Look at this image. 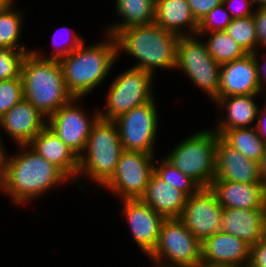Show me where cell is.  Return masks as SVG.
<instances>
[{"label":"cell","mask_w":266,"mask_h":267,"mask_svg":"<svg viewBox=\"0 0 266 267\" xmlns=\"http://www.w3.org/2000/svg\"><path fill=\"white\" fill-rule=\"evenodd\" d=\"M18 147L21 149H18L17 154L9 155L6 151L2 159L0 190L8 198L10 197L13 204L19 206L28 204L50 193L49 190L52 191L64 182H71L58 167L28 145H18Z\"/></svg>","instance_id":"cell-1"},{"label":"cell","mask_w":266,"mask_h":267,"mask_svg":"<svg viewBox=\"0 0 266 267\" xmlns=\"http://www.w3.org/2000/svg\"><path fill=\"white\" fill-rule=\"evenodd\" d=\"M105 34L101 42L85 46V41L68 56L58 60L68 92L76 98H85L106 81L117 62L115 37Z\"/></svg>","instance_id":"cell-2"},{"label":"cell","mask_w":266,"mask_h":267,"mask_svg":"<svg viewBox=\"0 0 266 267\" xmlns=\"http://www.w3.org/2000/svg\"><path fill=\"white\" fill-rule=\"evenodd\" d=\"M114 37L117 59L121 52H126L138 60L131 68L141 69L153 76L159 68H176L177 43L180 37L155 23L125 28Z\"/></svg>","instance_id":"cell-3"},{"label":"cell","mask_w":266,"mask_h":267,"mask_svg":"<svg viewBox=\"0 0 266 267\" xmlns=\"http://www.w3.org/2000/svg\"><path fill=\"white\" fill-rule=\"evenodd\" d=\"M21 77L24 98L46 118L73 98L58 60L43 59L31 51L23 59Z\"/></svg>","instance_id":"cell-4"},{"label":"cell","mask_w":266,"mask_h":267,"mask_svg":"<svg viewBox=\"0 0 266 267\" xmlns=\"http://www.w3.org/2000/svg\"><path fill=\"white\" fill-rule=\"evenodd\" d=\"M123 152L119 131L114 121L98 118L91 128L83 154L79 157L76 185L83 189L82 176L103 186L115 173ZM78 183V184H77ZM80 183V184H79Z\"/></svg>","instance_id":"cell-5"},{"label":"cell","mask_w":266,"mask_h":267,"mask_svg":"<svg viewBox=\"0 0 266 267\" xmlns=\"http://www.w3.org/2000/svg\"><path fill=\"white\" fill-rule=\"evenodd\" d=\"M219 134L202 129L177 143L166 159L200 188H209L216 174V145Z\"/></svg>","instance_id":"cell-6"},{"label":"cell","mask_w":266,"mask_h":267,"mask_svg":"<svg viewBox=\"0 0 266 267\" xmlns=\"http://www.w3.org/2000/svg\"><path fill=\"white\" fill-rule=\"evenodd\" d=\"M154 77L149 72L131 67L118 74L107 91L104 111L98 110L99 118L113 121L133 108L153 100Z\"/></svg>","instance_id":"cell-7"},{"label":"cell","mask_w":266,"mask_h":267,"mask_svg":"<svg viewBox=\"0 0 266 267\" xmlns=\"http://www.w3.org/2000/svg\"><path fill=\"white\" fill-rule=\"evenodd\" d=\"M148 257L171 267H201V242L178 218L165 219Z\"/></svg>","instance_id":"cell-8"},{"label":"cell","mask_w":266,"mask_h":267,"mask_svg":"<svg viewBox=\"0 0 266 267\" xmlns=\"http://www.w3.org/2000/svg\"><path fill=\"white\" fill-rule=\"evenodd\" d=\"M202 41L197 35L179 38L175 69L183 71L195 87L212 101L218 95L220 64L209 54Z\"/></svg>","instance_id":"cell-9"},{"label":"cell","mask_w":266,"mask_h":267,"mask_svg":"<svg viewBox=\"0 0 266 267\" xmlns=\"http://www.w3.org/2000/svg\"><path fill=\"white\" fill-rule=\"evenodd\" d=\"M155 158L154 154L123 150L115 173L102 187L119 200L140 199L154 172Z\"/></svg>","instance_id":"cell-10"},{"label":"cell","mask_w":266,"mask_h":267,"mask_svg":"<svg viewBox=\"0 0 266 267\" xmlns=\"http://www.w3.org/2000/svg\"><path fill=\"white\" fill-rule=\"evenodd\" d=\"M156 97L145 105L133 108L115 120L123 150L155 154L159 114Z\"/></svg>","instance_id":"cell-11"},{"label":"cell","mask_w":266,"mask_h":267,"mask_svg":"<svg viewBox=\"0 0 266 267\" xmlns=\"http://www.w3.org/2000/svg\"><path fill=\"white\" fill-rule=\"evenodd\" d=\"M80 100L73 97L47 118V126L78 157L83 154L91 128L99 118L98 109H94V115L89 116L84 107L80 106Z\"/></svg>","instance_id":"cell-12"},{"label":"cell","mask_w":266,"mask_h":267,"mask_svg":"<svg viewBox=\"0 0 266 267\" xmlns=\"http://www.w3.org/2000/svg\"><path fill=\"white\" fill-rule=\"evenodd\" d=\"M223 207L210 188H200L187 197L185 207L178 218L186 228L202 242L207 237L222 231Z\"/></svg>","instance_id":"cell-13"},{"label":"cell","mask_w":266,"mask_h":267,"mask_svg":"<svg viewBox=\"0 0 266 267\" xmlns=\"http://www.w3.org/2000/svg\"><path fill=\"white\" fill-rule=\"evenodd\" d=\"M251 245L227 232H219L201 242V267L248 265Z\"/></svg>","instance_id":"cell-14"},{"label":"cell","mask_w":266,"mask_h":267,"mask_svg":"<svg viewBox=\"0 0 266 267\" xmlns=\"http://www.w3.org/2000/svg\"><path fill=\"white\" fill-rule=\"evenodd\" d=\"M121 214L125 216L131 236L143 254L149 255L155 248L162 222L165 218L140 199H123Z\"/></svg>","instance_id":"cell-15"},{"label":"cell","mask_w":266,"mask_h":267,"mask_svg":"<svg viewBox=\"0 0 266 267\" xmlns=\"http://www.w3.org/2000/svg\"><path fill=\"white\" fill-rule=\"evenodd\" d=\"M263 91L254 54H246L242 58L220 65V85L215 98L260 95Z\"/></svg>","instance_id":"cell-16"},{"label":"cell","mask_w":266,"mask_h":267,"mask_svg":"<svg viewBox=\"0 0 266 267\" xmlns=\"http://www.w3.org/2000/svg\"><path fill=\"white\" fill-rule=\"evenodd\" d=\"M46 125L47 118L25 98L0 119V130L17 145H28Z\"/></svg>","instance_id":"cell-17"},{"label":"cell","mask_w":266,"mask_h":267,"mask_svg":"<svg viewBox=\"0 0 266 267\" xmlns=\"http://www.w3.org/2000/svg\"><path fill=\"white\" fill-rule=\"evenodd\" d=\"M216 174L214 180L241 183H263L259 163L249 160L220 136L216 145Z\"/></svg>","instance_id":"cell-18"},{"label":"cell","mask_w":266,"mask_h":267,"mask_svg":"<svg viewBox=\"0 0 266 267\" xmlns=\"http://www.w3.org/2000/svg\"><path fill=\"white\" fill-rule=\"evenodd\" d=\"M223 208L266 209V185L213 180L209 187Z\"/></svg>","instance_id":"cell-19"},{"label":"cell","mask_w":266,"mask_h":267,"mask_svg":"<svg viewBox=\"0 0 266 267\" xmlns=\"http://www.w3.org/2000/svg\"><path fill=\"white\" fill-rule=\"evenodd\" d=\"M37 154L58 167L75 184L79 157L46 125L28 144Z\"/></svg>","instance_id":"cell-20"},{"label":"cell","mask_w":266,"mask_h":267,"mask_svg":"<svg viewBox=\"0 0 266 267\" xmlns=\"http://www.w3.org/2000/svg\"><path fill=\"white\" fill-rule=\"evenodd\" d=\"M223 232L253 246L266 235V209L223 208Z\"/></svg>","instance_id":"cell-21"},{"label":"cell","mask_w":266,"mask_h":267,"mask_svg":"<svg viewBox=\"0 0 266 267\" xmlns=\"http://www.w3.org/2000/svg\"><path fill=\"white\" fill-rule=\"evenodd\" d=\"M260 95H238L223 98H214L212 102L219 111L223 110L227 117L218 118L215 128L217 130H232L235 128L252 127L253 122L257 120L259 105H257L256 97ZM219 107V108H218ZM221 109V110H220ZM220 119V120H219Z\"/></svg>","instance_id":"cell-22"},{"label":"cell","mask_w":266,"mask_h":267,"mask_svg":"<svg viewBox=\"0 0 266 267\" xmlns=\"http://www.w3.org/2000/svg\"><path fill=\"white\" fill-rule=\"evenodd\" d=\"M140 200L165 219H170L180 217L187 196L153 172Z\"/></svg>","instance_id":"cell-23"},{"label":"cell","mask_w":266,"mask_h":267,"mask_svg":"<svg viewBox=\"0 0 266 267\" xmlns=\"http://www.w3.org/2000/svg\"><path fill=\"white\" fill-rule=\"evenodd\" d=\"M154 23L179 37L194 36L198 29L188 0H155Z\"/></svg>","instance_id":"cell-24"},{"label":"cell","mask_w":266,"mask_h":267,"mask_svg":"<svg viewBox=\"0 0 266 267\" xmlns=\"http://www.w3.org/2000/svg\"><path fill=\"white\" fill-rule=\"evenodd\" d=\"M115 2V12L122 20L105 28L106 34L114 36L118 31L131 26L154 23L155 0H116Z\"/></svg>","instance_id":"cell-25"},{"label":"cell","mask_w":266,"mask_h":267,"mask_svg":"<svg viewBox=\"0 0 266 267\" xmlns=\"http://www.w3.org/2000/svg\"><path fill=\"white\" fill-rule=\"evenodd\" d=\"M216 132L228 145L249 160L260 163L266 144L259 137L255 126L232 130H217Z\"/></svg>","instance_id":"cell-26"},{"label":"cell","mask_w":266,"mask_h":267,"mask_svg":"<svg viewBox=\"0 0 266 267\" xmlns=\"http://www.w3.org/2000/svg\"><path fill=\"white\" fill-rule=\"evenodd\" d=\"M14 7L15 6L12 5L0 9V48L32 51V49L27 48L25 44L23 45L22 42L20 43V37H22L21 29L25 17H23L22 11L16 10Z\"/></svg>","instance_id":"cell-27"},{"label":"cell","mask_w":266,"mask_h":267,"mask_svg":"<svg viewBox=\"0 0 266 267\" xmlns=\"http://www.w3.org/2000/svg\"><path fill=\"white\" fill-rule=\"evenodd\" d=\"M200 38L203 36L207 40L204 42L207 51L220 65L244 57L245 50L231 38L225 30L212 31L209 33H197Z\"/></svg>","instance_id":"cell-28"},{"label":"cell","mask_w":266,"mask_h":267,"mask_svg":"<svg viewBox=\"0 0 266 267\" xmlns=\"http://www.w3.org/2000/svg\"><path fill=\"white\" fill-rule=\"evenodd\" d=\"M225 32L233 38L247 54H254L258 48L256 24L253 15L232 19Z\"/></svg>","instance_id":"cell-29"},{"label":"cell","mask_w":266,"mask_h":267,"mask_svg":"<svg viewBox=\"0 0 266 267\" xmlns=\"http://www.w3.org/2000/svg\"><path fill=\"white\" fill-rule=\"evenodd\" d=\"M154 172L168 184H171L187 197L195 194L200 187L189 177L173 166L165 157L155 159Z\"/></svg>","instance_id":"cell-30"},{"label":"cell","mask_w":266,"mask_h":267,"mask_svg":"<svg viewBox=\"0 0 266 267\" xmlns=\"http://www.w3.org/2000/svg\"><path fill=\"white\" fill-rule=\"evenodd\" d=\"M29 52L0 48V81L20 78L23 59Z\"/></svg>","instance_id":"cell-31"},{"label":"cell","mask_w":266,"mask_h":267,"mask_svg":"<svg viewBox=\"0 0 266 267\" xmlns=\"http://www.w3.org/2000/svg\"><path fill=\"white\" fill-rule=\"evenodd\" d=\"M60 29L62 30V28H60ZM64 29L65 30L67 29L68 32H69V35H67L68 33H66V35L69 38V39H66V41H68V40L69 41L68 42L62 41L63 45L65 44L64 46L62 45V42L60 41L61 39L57 40L55 35L57 34L58 31H56L55 32L56 34L54 36H52L53 37L52 42H53V45H54L55 49L51 51L49 56L48 55L44 56L43 52H41L40 49L39 50L38 49L37 50L33 49L32 51L37 56H39L40 58H43V59L60 60L61 58L65 57V56H68L71 52H73L75 49H77L85 41V39L83 37H81V35L79 33H76L75 30H72V28H69V27L66 26V27H63V30ZM58 41H60V44H59ZM57 43H58V45H57Z\"/></svg>","instance_id":"cell-32"},{"label":"cell","mask_w":266,"mask_h":267,"mask_svg":"<svg viewBox=\"0 0 266 267\" xmlns=\"http://www.w3.org/2000/svg\"><path fill=\"white\" fill-rule=\"evenodd\" d=\"M23 98L22 77L0 81V119Z\"/></svg>","instance_id":"cell-33"},{"label":"cell","mask_w":266,"mask_h":267,"mask_svg":"<svg viewBox=\"0 0 266 267\" xmlns=\"http://www.w3.org/2000/svg\"><path fill=\"white\" fill-rule=\"evenodd\" d=\"M232 18L222 3L213 8L204 18L198 22L197 33H209L225 30Z\"/></svg>","instance_id":"cell-34"},{"label":"cell","mask_w":266,"mask_h":267,"mask_svg":"<svg viewBox=\"0 0 266 267\" xmlns=\"http://www.w3.org/2000/svg\"><path fill=\"white\" fill-rule=\"evenodd\" d=\"M223 4L228 7L232 19L252 16L255 11L251 0H224Z\"/></svg>","instance_id":"cell-35"},{"label":"cell","mask_w":266,"mask_h":267,"mask_svg":"<svg viewBox=\"0 0 266 267\" xmlns=\"http://www.w3.org/2000/svg\"><path fill=\"white\" fill-rule=\"evenodd\" d=\"M224 0H188L193 16L199 22L213 8L223 3Z\"/></svg>","instance_id":"cell-36"},{"label":"cell","mask_w":266,"mask_h":267,"mask_svg":"<svg viewBox=\"0 0 266 267\" xmlns=\"http://www.w3.org/2000/svg\"><path fill=\"white\" fill-rule=\"evenodd\" d=\"M254 11L258 46L266 48V6H260Z\"/></svg>","instance_id":"cell-37"},{"label":"cell","mask_w":266,"mask_h":267,"mask_svg":"<svg viewBox=\"0 0 266 267\" xmlns=\"http://www.w3.org/2000/svg\"><path fill=\"white\" fill-rule=\"evenodd\" d=\"M249 264L252 267H266V235L251 246V259Z\"/></svg>","instance_id":"cell-38"},{"label":"cell","mask_w":266,"mask_h":267,"mask_svg":"<svg viewBox=\"0 0 266 267\" xmlns=\"http://www.w3.org/2000/svg\"><path fill=\"white\" fill-rule=\"evenodd\" d=\"M258 52H259V50H257L254 53L255 61L257 64V70H258V79H259V82L261 85V89L265 90L266 89V87H265L266 86V52H263V54H260L261 56L259 55ZM260 57H261V59L262 58L264 59V61L263 60L261 61L262 63L259 61Z\"/></svg>","instance_id":"cell-39"},{"label":"cell","mask_w":266,"mask_h":267,"mask_svg":"<svg viewBox=\"0 0 266 267\" xmlns=\"http://www.w3.org/2000/svg\"><path fill=\"white\" fill-rule=\"evenodd\" d=\"M263 108H259L257 114V122L255 125L256 130L258 131L259 137L266 144V103H264Z\"/></svg>","instance_id":"cell-40"},{"label":"cell","mask_w":266,"mask_h":267,"mask_svg":"<svg viewBox=\"0 0 266 267\" xmlns=\"http://www.w3.org/2000/svg\"><path fill=\"white\" fill-rule=\"evenodd\" d=\"M259 166H260V175H261L262 181L266 185V145H265L264 152L262 155V159L259 163Z\"/></svg>","instance_id":"cell-41"},{"label":"cell","mask_w":266,"mask_h":267,"mask_svg":"<svg viewBox=\"0 0 266 267\" xmlns=\"http://www.w3.org/2000/svg\"><path fill=\"white\" fill-rule=\"evenodd\" d=\"M15 3L14 0H0V9L10 7Z\"/></svg>","instance_id":"cell-42"},{"label":"cell","mask_w":266,"mask_h":267,"mask_svg":"<svg viewBox=\"0 0 266 267\" xmlns=\"http://www.w3.org/2000/svg\"><path fill=\"white\" fill-rule=\"evenodd\" d=\"M5 153L6 151H0V188H1V182H2V159Z\"/></svg>","instance_id":"cell-43"},{"label":"cell","mask_w":266,"mask_h":267,"mask_svg":"<svg viewBox=\"0 0 266 267\" xmlns=\"http://www.w3.org/2000/svg\"><path fill=\"white\" fill-rule=\"evenodd\" d=\"M251 1L254 5H256V4L259 5L258 7L266 6V0H251Z\"/></svg>","instance_id":"cell-44"},{"label":"cell","mask_w":266,"mask_h":267,"mask_svg":"<svg viewBox=\"0 0 266 267\" xmlns=\"http://www.w3.org/2000/svg\"><path fill=\"white\" fill-rule=\"evenodd\" d=\"M154 263V265L153 266H151V267H171V266H169V265H167V264H162V263H159V262H157V261H153Z\"/></svg>","instance_id":"cell-45"},{"label":"cell","mask_w":266,"mask_h":267,"mask_svg":"<svg viewBox=\"0 0 266 267\" xmlns=\"http://www.w3.org/2000/svg\"><path fill=\"white\" fill-rule=\"evenodd\" d=\"M4 139H3V137H2V134H1V132H0V151H6L5 150V145H3L4 144V141H3Z\"/></svg>","instance_id":"cell-46"},{"label":"cell","mask_w":266,"mask_h":267,"mask_svg":"<svg viewBox=\"0 0 266 267\" xmlns=\"http://www.w3.org/2000/svg\"><path fill=\"white\" fill-rule=\"evenodd\" d=\"M240 267H252L250 264L248 265H244V266H240Z\"/></svg>","instance_id":"cell-47"}]
</instances>
